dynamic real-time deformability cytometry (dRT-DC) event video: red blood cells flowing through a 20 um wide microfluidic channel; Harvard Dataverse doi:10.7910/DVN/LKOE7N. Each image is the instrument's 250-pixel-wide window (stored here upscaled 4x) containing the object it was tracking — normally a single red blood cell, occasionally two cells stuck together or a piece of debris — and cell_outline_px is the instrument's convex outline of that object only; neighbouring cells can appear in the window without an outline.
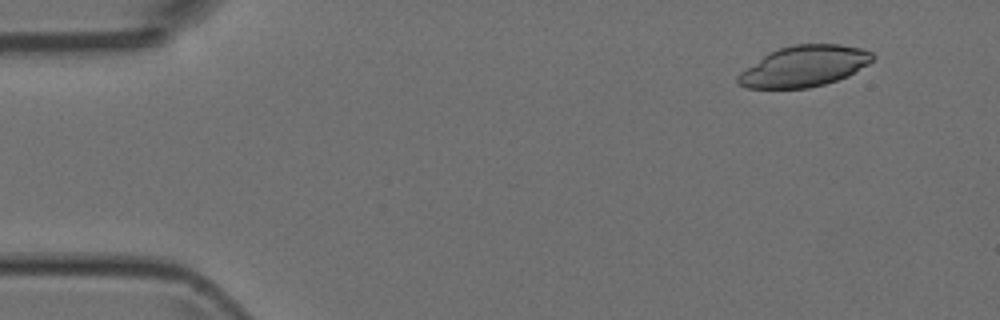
{"species": "Egyptian fruit bat (a non-hibernating species)", "species_latin": "Rousettus aegyptiacus", "temperature_condition": "room temperature", "stored_images_in_passage": 5, "camera_frame_rate_fps": 3000, "um_per_image_px": 0.085, "animal": {"sex": "female"}, "frame": {"image": 1, "passage_image": 2, "time_ms": 1.333, "image_size_px": [1000, 320], "cell_outline_px": [[876, 56], [868, 64], [848, 76], [824, 84], [808, 88], [748, 88], [740, 84], [736, 80], [736, 76], [740, 72], [764, 56], [780, 48], [792, 44], [840, 44], [860, 48], [872, 52]], "centroid_in_image_um": [68.38, 5.63], "position_along_channel_um": 16.6, "area_um2": 31.85}}